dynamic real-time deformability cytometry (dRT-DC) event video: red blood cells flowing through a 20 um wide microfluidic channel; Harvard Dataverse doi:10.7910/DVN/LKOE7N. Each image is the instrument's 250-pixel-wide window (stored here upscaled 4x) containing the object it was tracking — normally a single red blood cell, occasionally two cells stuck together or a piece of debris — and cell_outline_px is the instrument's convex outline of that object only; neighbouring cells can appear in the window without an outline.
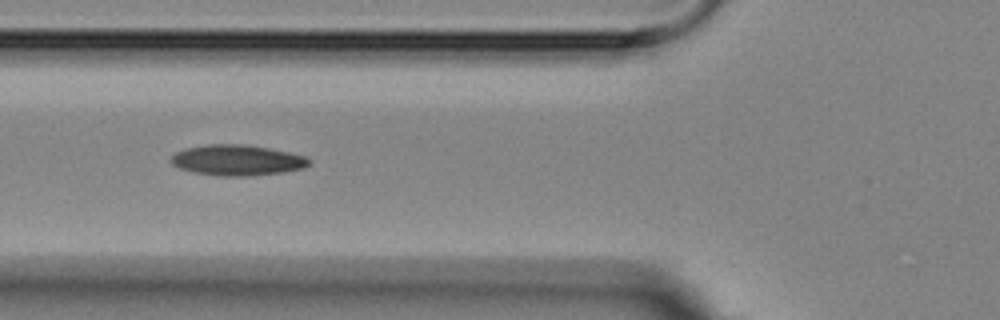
{"species": "Egyptian fruit bat (a non-hibernating species)", "species_latin": "Rousettus aegyptiacus", "temperature_condition": "room temperature", "stored_images_in_passage": 5, "camera_frame_rate_fps": 3000, "um_per_image_px": 0.085, "animal": {"sex": "female"}, "frame": {"image": 1, "passage_image": 5, "time_ms": 5.333, "image_size_px": [1000, 320], "cell_outline_px": [[312, 160], [304, 168], [280, 172], [248, 176], [220, 176], [192, 172], [180, 168], [172, 164], [168, 160], [176, 152], [188, 148], [208, 144], [240, 144], [268, 148], [308, 156]], "centroid_in_image_um": [20.16, 13.62], "position_along_channel_um": 105.6, "area_um2": 24.57}}